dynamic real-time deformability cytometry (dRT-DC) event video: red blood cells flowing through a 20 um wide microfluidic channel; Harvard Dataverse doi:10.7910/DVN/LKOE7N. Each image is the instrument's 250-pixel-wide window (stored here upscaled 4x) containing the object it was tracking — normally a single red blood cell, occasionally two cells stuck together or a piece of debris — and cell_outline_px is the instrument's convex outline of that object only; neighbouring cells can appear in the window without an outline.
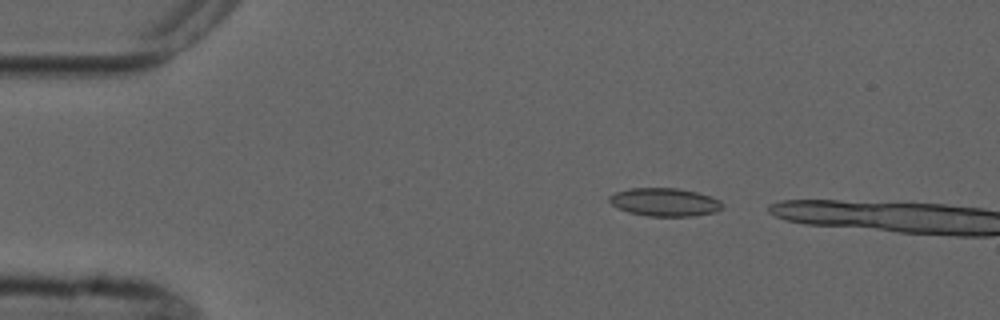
{"species": "common noctule bat (a hibernating species)", "species_latin": "Nyctalus noctula", "temperature_condition": "cold", "stored_images_in_passage": 2, "camera_frame_rate_fps": 3000, "um_per_image_px": 0.085, "animal": {"sex": "male", "forearm_length_mm": 52.5}, "frame": {"image": 1, "passage_image": 1, "time_ms": 0.0, "image_size_px": [1000, 320], "cell_outline_px": [[724, 208], [716, 212], [692, 216], [648, 216], [628, 212], [612, 204], [608, 200], [608, 196], [616, 192], [628, 188], [676, 188], [696, 192], [712, 196], [720, 200], [724, 204]], "centroid_in_image_um": [56.53, 17.18], "position_along_channel_um": 28.5, "area_um2": 18.67}}